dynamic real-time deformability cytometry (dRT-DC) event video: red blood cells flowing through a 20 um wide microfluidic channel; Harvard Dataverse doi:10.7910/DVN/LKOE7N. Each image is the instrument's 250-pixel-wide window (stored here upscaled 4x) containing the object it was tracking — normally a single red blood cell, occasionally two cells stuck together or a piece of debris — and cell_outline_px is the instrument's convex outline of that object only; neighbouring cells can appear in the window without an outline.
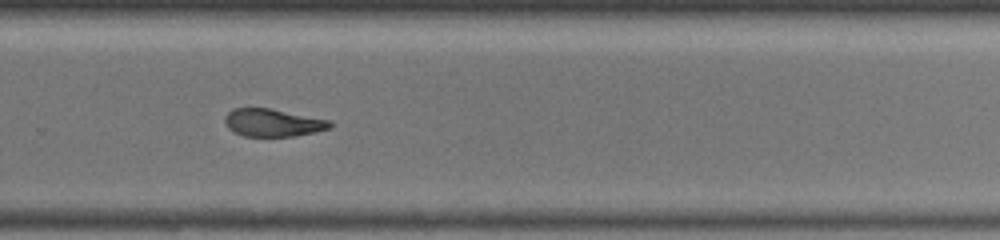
{"species": "common noctule bat (a hibernating species)", "species_latin": "Nyctalus noctula", "temperature_condition": "warm", "stored_images_in_passage": 31, "camera_frame_rate_fps": 3000, "um_per_image_px": 0.085, "animal": {"sex": "female", "body_mass_g": 19.5, "forearm_length_mm": 54.1}, "frame": {"image": 1, "passage_image": 18, "time_ms": 5.667, "image_size_px": [1000, 240], "cell_outline_px": [[332, 124], [328, 128], [316, 132], [296, 136], [244, 136], [232, 132], [228, 128], [224, 120], [224, 116], [232, 108], [272, 108], [332, 120]], "centroid_in_image_um": [23.19, 10.42], "position_along_channel_um": 306.6, "area_um2": 17.22}}
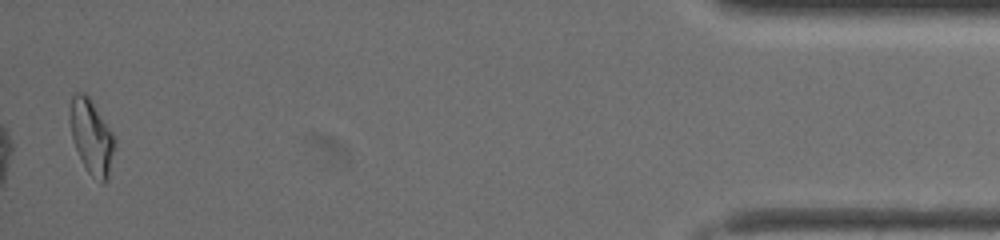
{"frame": {"image": 2, "passage_image": 31, "time_ms": 10.333, "image_size_px": [1000, 240], "cell_outline_px": [[116, 144], [108, 180], [104, 184], [100, 184], [88, 172], [76, 148], [72, 136], [68, 120], [72, 96], [76, 92], [84, 92], [88, 96], [112, 132], [116, 140]], "centroid_in_image_um": [7.79, 11.66], "position_along_channel_um": 427.4, "area_um2": 19.48}, "authors_computed_cell_mechanics": {"area_um2": 18.1492, "velocity_mm_per_s": 4.208, "shape_relaxation_time_tau1_ms": 9.2377, "shape_relaxation_time_tau2_ms": 4.1309, "deformation_change_tau1": 0.2353, "deformation_change_tau2": 0.1244}}